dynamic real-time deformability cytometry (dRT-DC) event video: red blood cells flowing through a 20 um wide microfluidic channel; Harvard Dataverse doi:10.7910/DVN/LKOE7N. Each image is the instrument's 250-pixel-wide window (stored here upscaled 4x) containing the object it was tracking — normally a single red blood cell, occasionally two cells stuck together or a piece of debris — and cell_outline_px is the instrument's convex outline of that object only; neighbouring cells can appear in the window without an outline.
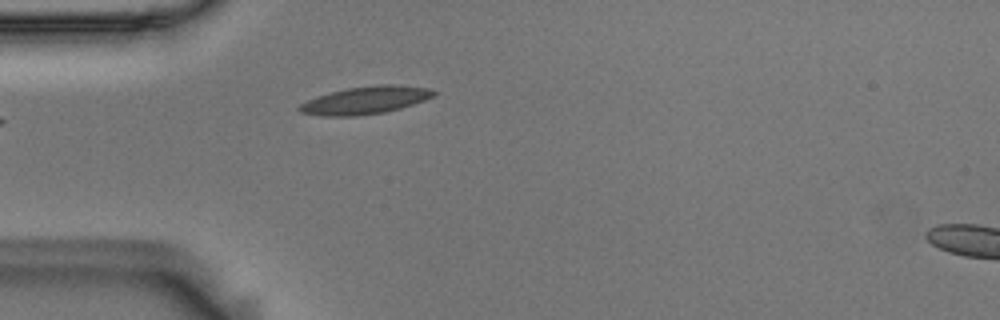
{"species": "Egyptian fruit bat (a non-hibernating species)", "species_latin": "Rousettus aegyptiacus", "temperature_condition": "room temperature", "stored_images_in_passage": 4, "camera_frame_rate_fps": 3000, "um_per_image_px": 0.085, "animal": {"sex": "male"}, "frame": {"image": 1, "passage_image": 4, "time_ms": 1.0, "image_size_px": [1000, 320], "cell_outline_px": [[436, 92], [432, 96], [424, 100], [400, 108], [384, 112], [356, 116], [320, 116], [300, 112], [296, 108], [300, 104], [316, 96], [348, 88], [376, 84], [396, 84], [428, 88]], "centroid_in_image_um": [31.02, 8.52], "position_along_channel_um": 54.0, "area_um2": 21.5}}